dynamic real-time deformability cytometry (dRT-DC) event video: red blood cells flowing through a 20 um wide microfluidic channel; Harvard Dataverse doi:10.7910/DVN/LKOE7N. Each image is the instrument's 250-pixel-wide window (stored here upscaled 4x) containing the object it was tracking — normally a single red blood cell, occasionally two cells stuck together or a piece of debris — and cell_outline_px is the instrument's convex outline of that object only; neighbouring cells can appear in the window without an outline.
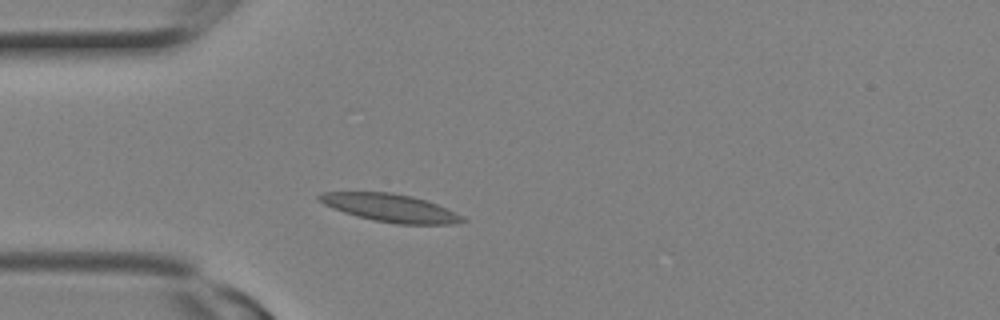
{"species": "Egyptian fruit bat (a non-hibernating species)", "species_latin": "Rousettus aegyptiacus", "temperature_condition": "room temperature", "stored_images_in_passage": 6, "camera_frame_rate_fps": 3000, "um_per_image_px": 0.085, "animal": {"sex": "female"}, "frame": {"image": 1, "passage_image": 4, "time_ms": 1.0, "image_size_px": [1000, 320], "cell_outline_px": [[468, 220], [452, 224], [396, 224], [376, 220], [344, 212], [332, 208], [316, 200], [316, 196], [324, 192], [392, 192], [412, 196], [436, 204], [464, 216]], "centroid_in_image_um": [33.17, 17.66], "position_along_channel_um": 51.8, "area_um2": 23.06}}
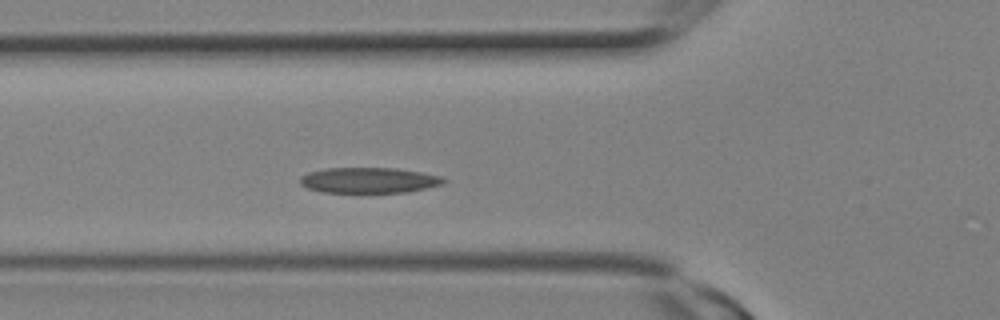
{"frame": {"image": 2, "passage_image": 6, "time_ms": 1.667, "image_size_px": [1000, 320], "cell_outline_px": [[448, 180], [444, 184], [408, 192], [324, 192], [308, 188], [300, 184], [300, 176], [308, 172], [324, 168], [396, 168], [420, 172], [440, 176]], "centroid_in_image_um": [31.36, 15.31], "position_along_channel_um": 94.4, "area_um2": 21.39}}